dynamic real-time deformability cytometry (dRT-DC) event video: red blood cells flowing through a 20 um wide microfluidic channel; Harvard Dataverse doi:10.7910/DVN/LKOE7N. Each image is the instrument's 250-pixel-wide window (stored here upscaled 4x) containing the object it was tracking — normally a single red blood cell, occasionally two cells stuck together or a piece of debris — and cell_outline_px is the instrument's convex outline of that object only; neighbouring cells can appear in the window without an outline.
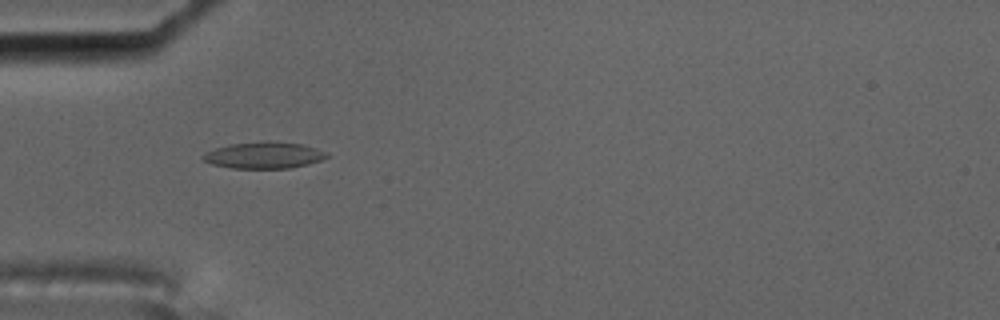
{"species": "common noctule bat (a hibernating species)", "species_latin": "Nyctalus noctula", "temperature_condition": "cold", "stored_images_in_passage": 5, "camera_frame_rate_fps": 3000, "um_per_image_px": 0.085, "animal": {"sex": "male", "body_mass_g": 17.5, "forearm_length_mm": 52.3}, "frame": {"image": 1, "passage_image": 4, "time_ms": 1.0, "image_size_px": [1000, 320], "cell_outline_px": [[328, 156], [320, 160], [308, 164], [288, 168], [232, 168], [212, 164], [204, 160], [200, 156], [204, 152], [216, 148], [232, 144], [300, 144], [316, 148], [328, 152]], "centroid_in_image_um": [22.41, 13.24], "position_along_channel_um": 62.6, "area_um2": 18.09}}